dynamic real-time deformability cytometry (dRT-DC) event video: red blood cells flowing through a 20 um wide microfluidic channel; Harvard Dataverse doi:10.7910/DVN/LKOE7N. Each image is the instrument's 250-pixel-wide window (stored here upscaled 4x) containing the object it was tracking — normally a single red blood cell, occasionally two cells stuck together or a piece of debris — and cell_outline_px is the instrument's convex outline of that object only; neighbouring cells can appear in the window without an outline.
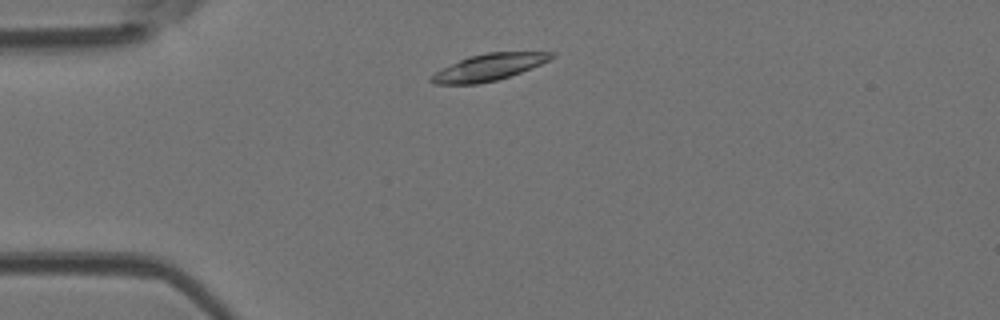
{"species": "Egyptian fruit bat (a non-hibernating species)", "species_latin": "Rousettus aegyptiacus", "temperature_condition": "room temperature", "stored_images_in_passage": 41, "camera_frame_rate_fps": 3000, "um_per_image_px": 0.085, "animal": {"sex": "female"}, "frame": {"image": 1, "passage_image": 4, "time_ms": 1.0, "image_size_px": [1000, 320], "cell_outline_px": [[556, 56], [540, 64], [520, 72], [496, 80], [476, 84], [436, 84], [428, 80], [436, 72], [468, 56], [488, 52], [556, 52]], "centroid_in_image_um": [41.57, 5.71], "position_along_channel_um": 43.4, "area_um2": 18.26}}
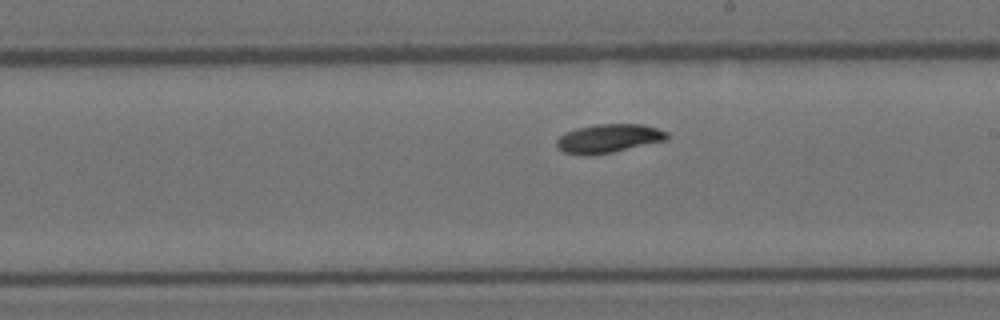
{"frame": {"image": 2, "passage_image": 20, "time_ms": 6.333, "image_size_px": [1000, 320], "cell_outline_px": [[668, 140], [612, 152], [564, 152], [556, 144], [556, 140], [564, 132], [576, 128], [596, 124], [644, 124], [668, 132]], "centroid_in_image_um": [51.81, 11.71], "position_along_channel_um": 237.2, "area_um2": 17.8}}
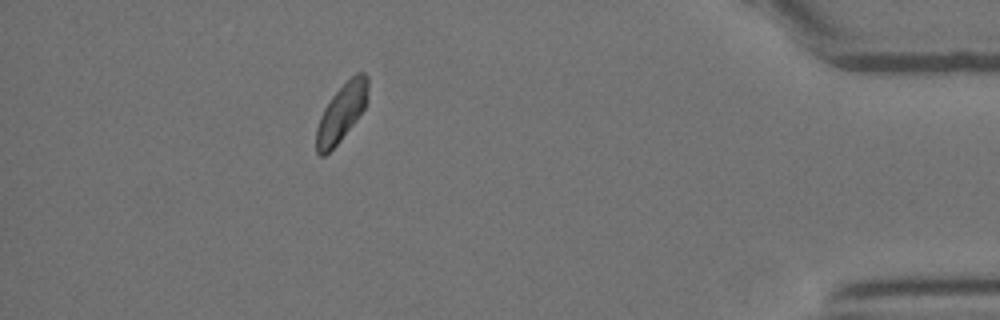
{"frame": {"image": 3, "passage_image": 36, "time_ms": 11.667, "image_size_px": [1000, 320], "cell_outline_px": [[368, 88], [364, 108], [356, 120], [340, 140], [324, 156], [320, 156], [316, 152], [316, 128], [320, 116], [324, 108], [332, 96], [356, 72], [364, 72], [368, 76]], "centroid_in_image_um": [29.01, 9.57], "position_along_channel_um": 406.2, "area_um2": 16.99}, "authors_computed_cell_mechanics": {"area_um2": 18.1492, "velocity_mm_per_s": 4.0902, "shape_relaxation_time_tau1_ms": 4.4967, "shape_relaxation_time_tau2_ms": null, "deformation_change_tau1": 0.1169, "deformation_change_tau2": null}}